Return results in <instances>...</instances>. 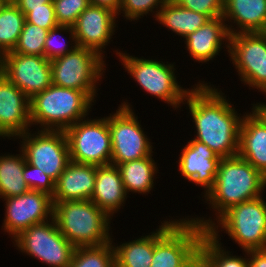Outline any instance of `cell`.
<instances>
[{"instance_id":"cell-1","label":"cell","mask_w":266,"mask_h":267,"mask_svg":"<svg viewBox=\"0 0 266 267\" xmlns=\"http://www.w3.org/2000/svg\"><path fill=\"white\" fill-rule=\"evenodd\" d=\"M207 84L203 82L189 89L184 100L195 123L197 135L194 139L221 158L236 156L242 118L223 93Z\"/></svg>"},{"instance_id":"cell-2","label":"cell","mask_w":266,"mask_h":267,"mask_svg":"<svg viewBox=\"0 0 266 267\" xmlns=\"http://www.w3.org/2000/svg\"><path fill=\"white\" fill-rule=\"evenodd\" d=\"M265 187L266 177L236 155L221 159L215 185L204 197L210 201L218 219L232 206L261 196Z\"/></svg>"},{"instance_id":"cell-3","label":"cell","mask_w":266,"mask_h":267,"mask_svg":"<svg viewBox=\"0 0 266 267\" xmlns=\"http://www.w3.org/2000/svg\"><path fill=\"white\" fill-rule=\"evenodd\" d=\"M94 100L85 92L51 84L30 99V121L41 130L65 131L87 116Z\"/></svg>"},{"instance_id":"cell-4","label":"cell","mask_w":266,"mask_h":267,"mask_svg":"<svg viewBox=\"0 0 266 267\" xmlns=\"http://www.w3.org/2000/svg\"><path fill=\"white\" fill-rule=\"evenodd\" d=\"M53 204V217L61 234L75 247L100 246L111 242V219L91 200Z\"/></svg>"},{"instance_id":"cell-5","label":"cell","mask_w":266,"mask_h":267,"mask_svg":"<svg viewBox=\"0 0 266 267\" xmlns=\"http://www.w3.org/2000/svg\"><path fill=\"white\" fill-rule=\"evenodd\" d=\"M187 219L164 221L154 232L150 267H179L199 247L206 230L193 219Z\"/></svg>"},{"instance_id":"cell-6","label":"cell","mask_w":266,"mask_h":267,"mask_svg":"<svg viewBox=\"0 0 266 267\" xmlns=\"http://www.w3.org/2000/svg\"><path fill=\"white\" fill-rule=\"evenodd\" d=\"M105 61L95 51L76 46L71 52L51 60L52 84L72 88L96 97V82L101 78Z\"/></svg>"},{"instance_id":"cell-7","label":"cell","mask_w":266,"mask_h":267,"mask_svg":"<svg viewBox=\"0 0 266 267\" xmlns=\"http://www.w3.org/2000/svg\"><path fill=\"white\" fill-rule=\"evenodd\" d=\"M123 61L125 69L147 93L161 98L176 109L184 100L189 89H183L176 82L174 64L162 61L142 59L116 52Z\"/></svg>"},{"instance_id":"cell-8","label":"cell","mask_w":266,"mask_h":267,"mask_svg":"<svg viewBox=\"0 0 266 267\" xmlns=\"http://www.w3.org/2000/svg\"><path fill=\"white\" fill-rule=\"evenodd\" d=\"M217 223L244 251L266 249V202L261 196L232 206Z\"/></svg>"},{"instance_id":"cell-9","label":"cell","mask_w":266,"mask_h":267,"mask_svg":"<svg viewBox=\"0 0 266 267\" xmlns=\"http://www.w3.org/2000/svg\"><path fill=\"white\" fill-rule=\"evenodd\" d=\"M64 132L70 160L96 166L111 164V133L107 117L81 119Z\"/></svg>"},{"instance_id":"cell-10","label":"cell","mask_w":266,"mask_h":267,"mask_svg":"<svg viewBox=\"0 0 266 267\" xmlns=\"http://www.w3.org/2000/svg\"><path fill=\"white\" fill-rule=\"evenodd\" d=\"M51 219L32 225L13 239L21 252L49 267H68L76 247L61 234L54 217Z\"/></svg>"},{"instance_id":"cell-11","label":"cell","mask_w":266,"mask_h":267,"mask_svg":"<svg viewBox=\"0 0 266 267\" xmlns=\"http://www.w3.org/2000/svg\"><path fill=\"white\" fill-rule=\"evenodd\" d=\"M130 104L124 102L108 118L111 133V164L149 157L153 153L151 142L144 134Z\"/></svg>"},{"instance_id":"cell-12","label":"cell","mask_w":266,"mask_h":267,"mask_svg":"<svg viewBox=\"0 0 266 267\" xmlns=\"http://www.w3.org/2000/svg\"><path fill=\"white\" fill-rule=\"evenodd\" d=\"M22 135V147L26 162L39 168L54 181L58 179L70 162L67 138L64 131L39 130Z\"/></svg>"},{"instance_id":"cell-13","label":"cell","mask_w":266,"mask_h":267,"mask_svg":"<svg viewBox=\"0 0 266 267\" xmlns=\"http://www.w3.org/2000/svg\"><path fill=\"white\" fill-rule=\"evenodd\" d=\"M228 43L229 56L241 81L266 93V35L263 32H237L230 35Z\"/></svg>"},{"instance_id":"cell-14","label":"cell","mask_w":266,"mask_h":267,"mask_svg":"<svg viewBox=\"0 0 266 267\" xmlns=\"http://www.w3.org/2000/svg\"><path fill=\"white\" fill-rule=\"evenodd\" d=\"M0 73L29 99L52 84L51 61L44 56L8 52L0 57Z\"/></svg>"},{"instance_id":"cell-15","label":"cell","mask_w":266,"mask_h":267,"mask_svg":"<svg viewBox=\"0 0 266 267\" xmlns=\"http://www.w3.org/2000/svg\"><path fill=\"white\" fill-rule=\"evenodd\" d=\"M3 201H6V215L2 227L14 238L32 225L53 217L52 196L41 191L30 190L15 197L4 198Z\"/></svg>"},{"instance_id":"cell-16","label":"cell","mask_w":266,"mask_h":267,"mask_svg":"<svg viewBox=\"0 0 266 267\" xmlns=\"http://www.w3.org/2000/svg\"><path fill=\"white\" fill-rule=\"evenodd\" d=\"M117 13L102 6L89 5L79 16L73 26L75 43L79 47L91 49L101 57L114 35Z\"/></svg>"},{"instance_id":"cell-17","label":"cell","mask_w":266,"mask_h":267,"mask_svg":"<svg viewBox=\"0 0 266 267\" xmlns=\"http://www.w3.org/2000/svg\"><path fill=\"white\" fill-rule=\"evenodd\" d=\"M30 99L0 73V136L14 137L31 126Z\"/></svg>"},{"instance_id":"cell-18","label":"cell","mask_w":266,"mask_h":267,"mask_svg":"<svg viewBox=\"0 0 266 267\" xmlns=\"http://www.w3.org/2000/svg\"><path fill=\"white\" fill-rule=\"evenodd\" d=\"M221 159L207 145L193 139L182 149L178 169L184 178L204 187L206 196L215 185Z\"/></svg>"},{"instance_id":"cell-19","label":"cell","mask_w":266,"mask_h":267,"mask_svg":"<svg viewBox=\"0 0 266 267\" xmlns=\"http://www.w3.org/2000/svg\"><path fill=\"white\" fill-rule=\"evenodd\" d=\"M96 165L70 160L55 181L53 202L90 200L94 191Z\"/></svg>"},{"instance_id":"cell-20","label":"cell","mask_w":266,"mask_h":267,"mask_svg":"<svg viewBox=\"0 0 266 267\" xmlns=\"http://www.w3.org/2000/svg\"><path fill=\"white\" fill-rule=\"evenodd\" d=\"M229 26V27H228ZM233 26L225 24L223 16L211 18L195 32L185 37V44L189 54L196 61L207 62L218 55L222 48V41L227 42L230 35L237 33Z\"/></svg>"},{"instance_id":"cell-21","label":"cell","mask_w":266,"mask_h":267,"mask_svg":"<svg viewBox=\"0 0 266 267\" xmlns=\"http://www.w3.org/2000/svg\"><path fill=\"white\" fill-rule=\"evenodd\" d=\"M241 117L238 155L266 177V124L254 111Z\"/></svg>"},{"instance_id":"cell-22","label":"cell","mask_w":266,"mask_h":267,"mask_svg":"<svg viewBox=\"0 0 266 267\" xmlns=\"http://www.w3.org/2000/svg\"><path fill=\"white\" fill-rule=\"evenodd\" d=\"M126 196L127 192L117 166H96L94 191L90 200L112 219L114 212L123 206Z\"/></svg>"},{"instance_id":"cell-23","label":"cell","mask_w":266,"mask_h":267,"mask_svg":"<svg viewBox=\"0 0 266 267\" xmlns=\"http://www.w3.org/2000/svg\"><path fill=\"white\" fill-rule=\"evenodd\" d=\"M202 219L193 218L206 230L199 243L200 267H249V258L232 256L221 248L217 231L219 225L216 226L212 219Z\"/></svg>"},{"instance_id":"cell-24","label":"cell","mask_w":266,"mask_h":267,"mask_svg":"<svg viewBox=\"0 0 266 267\" xmlns=\"http://www.w3.org/2000/svg\"><path fill=\"white\" fill-rule=\"evenodd\" d=\"M234 20L238 33L263 32L266 28V0H224L223 19Z\"/></svg>"},{"instance_id":"cell-25","label":"cell","mask_w":266,"mask_h":267,"mask_svg":"<svg viewBox=\"0 0 266 267\" xmlns=\"http://www.w3.org/2000/svg\"><path fill=\"white\" fill-rule=\"evenodd\" d=\"M211 18L179 6L175 1L168 0L159 10L155 20L163 24L177 35L185 38L195 32Z\"/></svg>"},{"instance_id":"cell-26","label":"cell","mask_w":266,"mask_h":267,"mask_svg":"<svg viewBox=\"0 0 266 267\" xmlns=\"http://www.w3.org/2000/svg\"><path fill=\"white\" fill-rule=\"evenodd\" d=\"M152 155L139 160L127 161L116 165L120 171L126 192L149 193L154 186L157 167Z\"/></svg>"},{"instance_id":"cell-27","label":"cell","mask_w":266,"mask_h":267,"mask_svg":"<svg viewBox=\"0 0 266 267\" xmlns=\"http://www.w3.org/2000/svg\"><path fill=\"white\" fill-rule=\"evenodd\" d=\"M26 163L22 154L0 156V198L15 197L30 191L23 169Z\"/></svg>"},{"instance_id":"cell-28","label":"cell","mask_w":266,"mask_h":267,"mask_svg":"<svg viewBox=\"0 0 266 267\" xmlns=\"http://www.w3.org/2000/svg\"><path fill=\"white\" fill-rule=\"evenodd\" d=\"M151 234L114 246L115 267H150L154 255V232Z\"/></svg>"},{"instance_id":"cell-29","label":"cell","mask_w":266,"mask_h":267,"mask_svg":"<svg viewBox=\"0 0 266 267\" xmlns=\"http://www.w3.org/2000/svg\"><path fill=\"white\" fill-rule=\"evenodd\" d=\"M25 15L10 0L0 13V57L13 51L23 30Z\"/></svg>"},{"instance_id":"cell-30","label":"cell","mask_w":266,"mask_h":267,"mask_svg":"<svg viewBox=\"0 0 266 267\" xmlns=\"http://www.w3.org/2000/svg\"><path fill=\"white\" fill-rule=\"evenodd\" d=\"M112 241L100 246L76 247L68 267H115Z\"/></svg>"},{"instance_id":"cell-31","label":"cell","mask_w":266,"mask_h":267,"mask_svg":"<svg viewBox=\"0 0 266 267\" xmlns=\"http://www.w3.org/2000/svg\"><path fill=\"white\" fill-rule=\"evenodd\" d=\"M48 30L25 21L23 30L14 47V53L44 56V43Z\"/></svg>"},{"instance_id":"cell-32","label":"cell","mask_w":266,"mask_h":267,"mask_svg":"<svg viewBox=\"0 0 266 267\" xmlns=\"http://www.w3.org/2000/svg\"><path fill=\"white\" fill-rule=\"evenodd\" d=\"M58 25L73 27L78 16L90 5L89 0H53Z\"/></svg>"},{"instance_id":"cell-33","label":"cell","mask_w":266,"mask_h":267,"mask_svg":"<svg viewBox=\"0 0 266 267\" xmlns=\"http://www.w3.org/2000/svg\"><path fill=\"white\" fill-rule=\"evenodd\" d=\"M167 1L168 0H122L119 12L122 10L127 20L132 19L134 21L144 16V14H148L149 11L153 12L154 8H156L157 11H155L156 13L154 16L157 18L159 10Z\"/></svg>"},{"instance_id":"cell-34","label":"cell","mask_w":266,"mask_h":267,"mask_svg":"<svg viewBox=\"0 0 266 267\" xmlns=\"http://www.w3.org/2000/svg\"><path fill=\"white\" fill-rule=\"evenodd\" d=\"M25 15V21L30 24H35L48 31L58 26L55 17L53 2L43 4V7L38 8H19Z\"/></svg>"},{"instance_id":"cell-35","label":"cell","mask_w":266,"mask_h":267,"mask_svg":"<svg viewBox=\"0 0 266 267\" xmlns=\"http://www.w3.org/2000/svg\"><path fill=\"white\" fill-rule=\"evenodd\" d=\"M23 178L30 190L41 191L53 196L55 181L39 168L26 162L23 169Z\"/></svg>"},{"instance_id":"cell-36","label":"cell","mask_w":266,"mask_h":267,"mask_svg":"<svg viewBox=\"0 0 266 267\" xmlns=\"http://www.w3.org/2000/svg\"><path fill=\"white\" fill-rule=\"evenodd\" d=\"M66 31V32H69V34L71 35V40H73L75 42V37H74V29L73 27L71 26H61V25H58L56 26L55 28H52L49 30L48 34H47V37L45 39V43H44V57L47 59V60H53L55 58H58L60 56H64L65 54L71 52L76 46L77 44L76 43H72L74 45H72V47L68 46V43L67 44H61V46L59 47H56L55 44V40L57 38L58 33L60 31ZM57 33V35H56ZM61 38V37H60ZM65 41V40H64ZM60 45V44H58ZM70 47V48H68Z\"/></svg>"},{"instance_id":"cell-37","label":"cell","mask_w":266,"mask_h":267,"mask_svg":"<svg viewBox=\"0 0 266 267\" xmlns=\"http://www.w3.org/2000/svg\"><path fill=\"white\" fill-rule=\"evenodd\" d=\"M179 6L210 18L223 16L224 0H173Z\"/></svg>"},{"instance_id":"cell-38","label":"cell","mask_w":266,"mask_h":267,"mask_svg":"<svg viewBox=\"0 0 266 267\" xmlns=\"http://www.w3.org/2000/svg\"><path fill=\"white\" fill-rule=\"evenodd\" d=\"M245 253L250 257L249 267H266V249L249 250Z\"/></svg>"},{"instance_id":"cell-39","label":"cell","mask_w":266,"mask_h":267,"mask_svg":"<svg viewBox=\"0 0 266 267\" xmlns=\"http://www.w3.org/2000/svg\"><path fill=\"white\" fill-rule=\"evenodd\" d=\"M89 2L91 5L109 8L119 15L122 0H89Z\"/></svg>"},{"instance_id":"cell-40","label":"cell","mask_w":266,"mask_h":267,"mask_svg":"<svg viewBox=\"0 0 266 267\" xmlns=\"http://www.w3.org/2000/svg\"><path fill=\"white\" fill-rule=\"evenodd\" d=\"M18 8H38L43 4L53 2V0H12Z\"/></svg>"},{"instance_id":"cell-41","label":"cell","mask_w":266,"mask_h":267,"mask_svg":"<svg viewBox=\"0 0 266 267\" xmlns=\"http://www.w3.org/2000/svg\"><path fill=\"white\" fill-rule=\"evenodd\" d=\"M179 267H200L199 247Z\"/></svg>"},{"instance_id":"cell-42","label":"cell","mask_w":266,"mask_h":267,"mask_svg":"<svg viewBox=\"0 0 266 267\" xmlns=\"http://www.w3.org/2000/svg\"><path fill=\"white\" fill-rule=\"evenodd\" d=\"M253 111L264 121L266 124V104L257 103L253 104Z\"/></svg>"},{"instance_id":"cell-43","label":"cell","mask_w":266,"mask_h":267,"mask_svg":"<svg viewBox=\"0 0 266 267\" xmlns=\"http://www.w3.org/2000/svg\"><path fill=\"white\" fill-rule=\"evenodd\" d=\"M10 0H0V13L3 7L9 2Z\"/></svg>"}]
</instances>
